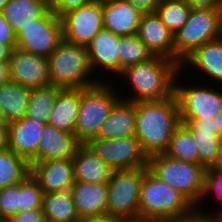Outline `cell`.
<instances>
[{
    "mask_svg": "<svg viewBox=\"0 0 222 222\" xmlns=\"http://www.w3.org/2000/svg\"><path fill=\"white\" fill-rule=\"evenodd\" d=\"M180 124L175 93L164 100L136 102L135 137L148 158L165 153Z\"/></svg>",
    "mask_w": 222,
    "mask_h": 222,
    "instance_id": "1",
    "label": "cell"
},
{
    "mask_svg": "<svg viewBox=\"0 0 222 222\" xmlns=\"http://www.w3.org/2000/svg\"><path fill=\"white\" fill-rule=\"evenodd\" d=\"M179 70L176 62L161 56L129 66L115 77H123L121 80L125 78V84L129 83L128 88L132 89V96L126 94L121 99L136 103L170 98L175 92V77Z\"/></svg>",
    "mask_w": 222,
    "mask_h": 222,
    "instance_id": "2",
    "label": "cell"
},
{
    "mask_svg": "<svg viewBox=\"0 0 222 222\" xmlns=\"http://www.w3.org/2000/svg\"><path fill=\"white\" fill-rule=\"evenodd\" d=\"M194 207L181 192L145 167L139 195V222H169L188 214Z\"/></svg>",
    "mask_w": 222,
    "mask_h": 222,
    "instance_id": "3",
    "label": "cell"
},
{
    "mask_svg": "<svg viewBox=\"0 0 222 222\" xmlns=\"http://www.w3.org/2000/svg\"><path fill=\"white\" fill-rule=\"evenodd\" d=\"M47 59L51 85L81 89L103 81L101 76H93L86 46L63 39Z\"/></svg>",
    "mask_w": 222,
    "mask_h": 222,
    "instance_id": "4",
    "label": "cell"
},
{
    "mask_svg": "<svg viewBox=\"0 0 222 222\" xmlns=\"http://www.w3.org/2000/svg\"><path fill=\"white\" fill-rule=\"evenodd\" d=\"M147 168L158 179L181 192L195 207L201 204L206 180L203 166L180 161L163 153L150 156Z\"/></svg>",
    "mask_w": 222,
    "mask_h": 222,
    "instance_id": "5",
    "label": "cell"
},
{
    "mask_svg": "<svg viewBox=\"0 0 222 222\" xmlns=\"http://www.w3.org/2000/svg\"><path fill=\"white\" fill-rule=\"evenodd\" d=\"M105 81V82H104ZM80 89V108L74 135L81 144L95 138L102 123L108 118L114 105L121 99L114 86L106 79Z\"/></svg>",
    "mask_w": 222,
    "mask_h": 222,
    "instance_id": "6",
    "label": "cell"
},
{
    "mask_svg": "<svg viewBox=\"0 0 222 222\" xmlns=\"http://www.w3.org/2000/svg\"><path fill=\"white\" fill-rule=\"evenodd\" d=\"M221 10L192 9L188 21L174 34V62H182L205 43L220 38Z\"/></svg>",
    "mask_w": 222,
    "mask_h": 222,
    "instance_id": "7",
    "label": "cell"
},
{
    "mask_svg": "<svg viewBox=\"0 0 222 222\" xmlns=\"http://www.w3.org/2000/svg\"><path fill=\"white\" fill-rule=\"evenodd\" d=\"M145 167L115 170L107 184V215L139 222V195Z\"/></svg>",
    "mask_w": 222,
    "mask_h": 222,
    "instance_id": "8",
    "label": "cell"
},
{
    "mask_svg": "<svg viewBox=\"0 0 222 222\" xmlns=\"http://www.w3.org/2000/svg\"><path fill=\"white\" fill-rule=\"evenodd\" d=\"M179 73L183 75L181 69L175 77L174 93L179 103L180 119H213L222 109V90L218 89V85L216 88L205 82H201L204 86L198 82L196 86L189 82L186 86L187 84L177 81L180 79Z\"/></svg>",
    "mask_w": 222,
    "mask_h": 222,
    "instance_id": "9",
    "label": "cell"
},
{
    "mask_svg": "<svg viewBox=\"0 0 222 222\" xmlns=\"http://www.w3.org/2000/svg\"><path fill=\"white\" fill-rule=\"evenodd\" d=\"M63 40L62 23L51 9L16 35V48L48 58Z\"/></svg>",
    "mask_w": 222,
    "mask_h": 222,
    "instance_id": "10",
    "label": "cell"
},
{
    "mask_svg": "<svg viewBox=\"0 0 222 222\" xmlns=\"http://www.w3.org/2000/svg\"><path fill=\"white\" fill-rule=\"evenodd\" d=\"M87 145L114 171L148 166V156L135 136L117 139H91Z\"/></svg>",
    "mask_w": 222,
    "mask_h": 222,
    "instance_id": "11",
    "label": "cell"
},
{
    "mask_svg": "<svg viewBox=\"0 0 222 222\" xmlns=\"http://www.w3.org/2000/svg\"><path fill=\"white\" fill-rule=\"evenodd\" d=\"M60 19L63 39L81 46H87L104 29L103 7L97 2L71 9Z\"/></svg>",
    "mask_w": 222,
    "mask_h": 222,
    "instance_id": "12",
    "label": "cell"
},
{
    "mask_svg": "<svg viewBox=\"0 0 222 222\" xmlns=\"http://www.w3.org/2000/svg\"><path fill=\"white\" fill-rule=\"evenodd\" d=\"M7 79L33 89L50 85L48 59L14 48L8 65Z\"/></svg>",
    "mask_w": 222,
    "mask_h": 222,
    "instance_id": "13",
    "label": "cell"
},
{
    "mask_svg": "<svg viewBox=\"0 0 222 222\" xmlns=\"http://www.w3.org/2000/svg\"><path fill=\"white\" fill-rule=\"evenodd\" d=\"M45 123L23 117L8 123L7 147L30 165L38 162V145Z\"/></svg>",
    "mask_w": 222,
    "mask_h": 222,
    "instance_id": "14",
    "label": "cell"
},
{
    "mask_svg": "<svg viewBox=\"0 0 222 222\" xmlns=\"http://www.w3.org/2000/svg\"><path fill=\"white\" fill-rule=\"evenodd\" d=\"M31 175L38 181L43 193L71 191L75 183L72 159H53L34 162Z\"/></svg>",
    "mask_w": 222,
    "mask_h": 222,
    "instance_id": "15",
    "label": "cell"
},
{
    "mask_svg": "<svg viewBox=\"0 0 222 222\" xmlns=\"http://www.w3.org/2000/svg\"><path fill=\"white\" fill-rule=\"evenodd\" d=\"M119 38L113 32L103 29L86 46L93 74L103 70H106L103 74L107 71L114 76L120 74Z\"/></svg>",
    "mask_w": 222,
    "mask_h": 222,
    "instance_id": "16",
    "label": "cell"
},
{
    "mask_svg": "<svg viewBox=\"0 0 222 222\" xmlns=\"http://www.w3.org/2000/svg\"><path fill=\"white\" fill-rule=\"evenodd\" d=\"M136 35L154 56L174 61V34L155 12L141 16Z\"/></svg>",
    "mask_w": 222,
    "mask_h": 222,
    "instance_id": "17",
    "label": "cell"
},
{
    "mask_svg": "<svg viewBox=\"0 0 222 222\" xmlns=\"http://www.w3.org/2000/svg\"><path fill=\"white\" fill-rule=\"evenodd\" d=\"M71 193L80 220L107 215V184L75 181Z\"/></svg>",
    "mask_w": 222,
    "mask_h": 222,
    "instance_id": "18",
    "label": "cell"
},
{
    "mask_svg": "<svg viewBox=\"0 0 222 222\" xmlns=\"http://www.w3.org/2000/svg\"><path fill=\"white\" fill-rule=\"evenodd\" d=\"M76 182L108 184L113 169L87 144H81L72 159Z\"/></svg>",
    "mask_w": 222,
    "mask_h": 222,
    "instance_id": "19",
    "label": "cell"
},
{
    "mask_svg": "<svg viewBox=\"0 0 222 222\" xmlns=\"http://www.w3.org/2000/svg\"><path fill=\"white\" fill-rule=\"evenodd\" d=\"M81 143L71 133L58 130L45 124L38 145V162L53 159H73Z\"/></svg>",
    "mask_w": 222,
    "mask_h": 222,
    "instance_id": "20",
    "label": "cell"
},
{
    "mask_svg": "<svg viewBox=\"0 0 222 222\" xmlns=\"http://www.w3.org/2000/svg\"><path fill=\"white\" fill-rule=\"evenodd\" d=\"M102 7L105 30L120 37L137 34L142 14L131 6L129 0H116Z\"/></svg>",
    "mask_w": 222,
    "mask_h": 222,
    "instance_id": "21",
    "label": "cell"
},
{
    "mask_svg": "<svg viewBox=\"0 0 222 222\" xmlns=\"http://www.w3.org/2000/svg\"><path fill=\"white\" fill-rule=\"evenodd\" d=\"M195 68L199 73L210 78L212 83L222 86V39H217L196 49L189 57L181 64L180 69L183 71L186 66ZM216 82V83H215ZM220 83V84H219Z\"/></svg>",
    "mask_w": 222,
    "mask_h": 222,
    "instance_id": "22",
    "label": "cell"
},
{
    "mask_svg": "<svg viewBox=\"0 0 222 222\" xmlns=\"http://www.w3.org/2000/svg\"><path fill=\"white\" fill-rule=\"evenodd\" d=\"M136 103L120 99L102 123L95 138L117 139L135 136Z\"/></svg>",
    "mask_w": 222,
    "mask_h": 222,
    "instance_id": "23",
    "label": "cell"
},
{
    "mask_svg": "<svg viewBox=\"0 0 222 222\" xmlns=\"http://www.w3.org/2000/svg\"><path fill=\"white\" fill-rule=\"evenodd\" d=\"M79 108L80 89H61L55 99L48 124L60 131L74 134Z\"/></svg>",
    "mask_w": 222,
    "mask_h": 222,
    "instance_id": "24",
    "label": "cell"
},
{
    "mask_svg": "<svg viewBox=\"0 0 222 222\" xmlns=\"http://www.w3.org/2000/svg\"><path fill=\"white\" fill-rule=\"evenodd\" d=\"M49 9L48 0H9L2 13L17 35L23 28L40 19Z\"/></svg>",
    "mask_w": 222,
    "mask_h": 222,
    "instance_id": "25",
    "label": "cell"
},
{
    "mask_svg": "<svg viewBox=\"0 0 222 222\" xmlns=\"http://www.w3.org/2000/svg\"><path fill=\"white\" fill-rule=\"evenodd\" d=\"M31 89L6 79L0 84V103L4 122L11 123L25 116Z\"/></svg>",
    "mask_w": 222,
    "mask_h": 222,
    "instance_id": "26",
    "label": "cell"
},
{
    "mask_svg": "<svg viewBox=\"0 0 222 222\" xmlns=\"http://www.w3.org/2000/svg\"><path fill=\"white\" fill-rule=\"evenodd\" d=\"M42 209L45 222H80L71 191L45 193Z\"/></svg>",
    "mask_w": 222,
    "mask_h": 222,
    "instance_id": "27",
    "label": "cell"
},
{
    "mask_svg": "<svg viewBox=\"0 0 222 222\" xmlns=\"http://www.w3.org/2000/svg\"><path fill=\"white\" fill-rule=\"evenodd\" d=\"M31 174L30 164L10 148L0 149V190L22 182Z\"/></svg>",
    "mask_w": 222,
    "mask_h": 222,
    "instance_id": "28",
    "label": "cell"
},
{
    "mask_svg": "<svg viewBox=\"0 0 222 222\" xmlns=\"http://www.w3.org/2000/svg\"><path fill=\"white\" fill-rule=\"evenodd\" d=\"M61 89L51 84L31 89L25 117L48 124L55 99Z\"/></svg>",
    "mask_w": 222,
    "mask_h": 222,
    "instance_id": "29",
    "label": "cell"
},
{
    "mask_svg": "<svg viewBox=\"0 0 222 222\" xmlns=\"http://www.w3.org/2000/svg\"><path fill=\"white\" fill-rule=\"evenodd\" d=\"M192 134L199 151V164L205 169L214 168L218 161L222 138L218 133L196 130L190 123H182Z\"/></svg>",
    "mask_w": 222,
    "mask_h": 222,
    "instance_id": "30",
    "label": "cell"
},
{
    "mask_svg": "<svg viewBox=\"0 0 222 222\" xmlns=\"http://www.w3.org/2000/svg\"><path fill=\"white\" fill-rule=\"evenodd\" d=\"M165 154L180 161L199 164V151L193 136L182 123L175 129Z\"/></svg>",
    "mask_w": 222,
    "mask_h": 222,
    "instance_id": "31",
    "label": "cell"
},
{
    "mask_svg": "<svg viewBox=\"0 0 222 222\" xmlns=\"http://www.w3.org/2000/svg\"><path fill=\"white\" fill-rule=\"evenodd\" d=\"M192 8L184 0H162L155 13L175 34L189 19Z\"/></svg>",
    "mask_w": 222,
    "mask_h": 222,
    "instance_id": "32",
    "label": "cell"
},
{
    "mask_svg": "<svg viewBox=\"0 0 222 222\" xmlns=\"http://www.w3.org/2000/svg\"><path fill=\"white\" fill-rule=\"evenodd\" d=\"M119 48L120 73L129 66L147 62L154 57L137 35L120 37Z\"/></svg>",
    "mask_w": 222,
    "mask_h": 222,
    "instance_id": "33",
    "label": "cell"
},
{
    "mask_svg": "<svg viewBox=\"0 0 222 222\" xmlns=\"http://www.w3.org/2000/svg\"><path fill=\"white\" fill-rule=\"evenodd\" d=\"M43 195L38 181L29 174L19 183V212L42 208Z\"/></svg>",
    "mask_w": 222,
    "mask_h": 222,
    "instance_id": "34",
    "label": "cell"
},
{
    "mask_svg": "<svg viewBox=\"0 0 222 222\" xmlns=\"http://www.w3.org/2000/svg\"><path fill=\"white\" fill-rule=\"evenodd\" d=\"M211 196L215 197L214 200L217 199L216 202L220 201L221 203L219 204H222V171H217L214 168L206 169L205 192L203 195L202 203L198 207H203L202 204L204 201L208 200L207 197L212 198ZM219 206L222 207V205ZM218 210H220V212L213 211L215 212L214 214L211 212H209V214L217 220L222 221V208H218Z\"/></svg>",
    "mask_w": 222,
    "mask_h": 222,
    "instance_id": "35",
    "label": "cell"
},
{
    "mask_svg": "<svg viewBox=\"0 0 222 222\" xmlns=\"http://www.w3.org/2000/svg\"><path fill=\"white\" fill-rule=\"evenodd\" d=\"M19 212V183L0 190V217L3 222Z\"/></svg>",
    "mask_w": 222,
    "mask_h": 222,
    "instance_id": "36",
    "label": "cell"
},
{
    "mask_svg": "<svg viewBox=\"0 0 222 222\" xmlns=\"http://www.w3.org/2000/svg\"><path fill=\"white\" fill-rule=\"evenodd\" d=\"M50 9L57 15L61 16L67 11L85 6L94 2V0H48Z\"/></svg>",
    "mask_w": 222,
    "mask_h": 222,
    "instance_id": "37",
    "label": "cell"
},
{
    "mask_svg": "<svg viewBox=\"0 0 222 222\" xmlns=\"http://www.w3.org/2000/svg\"><path fill=\"white\" fill-rule=\"evenodd\" d=\"M202 209L194 207L188 214L181 215L169 222H219L212 215L206 213L208 210L204 212Z\"/></svg>",
    "mask_w": 222,
    "mask_h": 222,
    "instance_id": "38",
    "label": "cell"
},
{
    "mask_svg": "<svg viewBox=\"0 0 222 222\" xmlns=\"http://www.w3.org/2000/svg\"><path fill=\"white\" fill-rule=\"evenodd\" d=\"M5 222H45V217L42 208H35L18 212Z\"/></svg>",
    "mask_w": 222,
    "mask_h": 222,
    "instance_id": "39",
    "label": "cell"
},
{
    "mask_svg": "<svg viewBox=\"0 0 222 222\" xmlns=\"http://www.w3.org/2000/svg\"><path fill=\"white\" fill-rule=\"evenodd\" d=\"M0 43L16 45V35L10 24L5 20L2 11H0Z\"/></svg>",
    "mask_w": 222,
    "mask_h": 222,
    "instance_id": "40",
    "label": "cell"
},
{
    "mask_svg": "<svg viewBox=\"0 0 222 222\" xmlns=\"http://www.w3.org/2000/svg\"><path fill=\"white\" fill-rule=\"evenodd\" d=\"M181 123H190L196 130L206 133H218L213 119H180Z\"/></svg>",
    "mask_w": 222,
    "mask_h": 222,
    "instance_id": "41",
    "label": "cell"
},
{
    "mask_svg": "<svg viewBox=\"0 0 222 222\" xmlns=\"http://www.w3.org/2000/svg\"><path fill=\"white\" fill-rule=\"evenodd\" d=\"M131 6L140 14L155 12L162 0H129Z\"/></svg>",
    "mask_w": 222,
    "mask_h": 222,
    "instance_id": "42",
    "label": "cell"
},
{
    "mask_svg": "<svg viewBox=\"0 0 222 222\" xmlns=\"http://www.w3.org/2000/svg\"><path fill=\"white\" fill-rule=\"evenodd\" d=\"M192 9L222 10V0H184Z\"/></svg>",
    "mask_w": 222,
    "mask_h": 222,
    "instance_id": "43",
    "label": "cell"
},
{
    "mask_svg": "<svg viewBox=\"0 0 222 222\" xmlns=\"http://www.w3.org/2000/svg\"><path fill=\"white\" fill-rule=\"evenodd\" d=\"M16 45H7L0 43V63L8 65L13 49Z\"/></svg>",
    "mask_w": 222,
    "mask_h": 222,
    "instance_id": "44",
    "label": "cell"
},
{
    "mask_svg": "<svg viewBox=\"0 0 222 222\" xmlns=\"http://www.w3.org/2000/svg\"><path fill=\"white\" fill-rule=\"evenodd\" d=\"M80 222H127V221L116 216L104 215V216H97L94 218L82 219Z\"/></svg>",
    "mask_w": 222,
    "mask_h": 222,
    "instance_id": "45",
    "label": "cell"
},
{
    "mask_svg": "<svg viewBox=\"0 0 222 222\" xmlns=\"http://www.w3.org/2000/svg\"><path fill=\"white\" fill-rule=\"evenodd\" d=\"M8 123L0 121V149L7 148Z\"/></svg>",
    "mask_w": 222,
    "mask_h": 222,
    "instance_id": "46",
    "label": "cell"
},
{
    "mask_svg": "<svg viewBox=\"0 0 222 222\" xmlns=\"http://www.w3.org/2000/svg\"><path fill=\"white\" fill-rule=\"evenodd\" d=\"M215 125L218 128V136L222 138V109L220 112L213 118Z\"/></svg>",
    "mask_w": 222,
    "mask_h": 222,
    "instance_id": "47",
    "label": "cell"
},
{
    "mask_svg": "<svg viewBox=\"0 0 222 222\" xmlns=\"http://www.w3.org/2000/svg\"><path fill=\"white\" fill-rule=\"evenodd\" d=\"M7 79L6 65L0 63V84Z\"/></svg>",
    "mask_w": 222,
    "mask_h": 222,
    "instance_id": "48",
    "label": "cell"
},
{
    "mask_svg": "<svg viewBox=\"0 0 222 222\" xmlns=\"http://www.w3.org/2000/svg\"><path fill=\"white\" fill-rule=\"evenodd\" d=\"M214 169L217 170V171H222V145H221V148H220L218 161H217L216 165L214 166Z\"/></svg>",
    "mask_w": 222,
    "mask_h": 222,
    "instance_id": "49",
    "label": "cell"
},
{
    "mask_svg": "<svg viewBox=\"0 0 222 222\" xmlns=\"http://www.w3.org/2000/svg\"><path fill=\"white\" fill-rule=\"evenodd\" d=\"M113 1H116V0H94V2H97L99 4H106V3H110V2H113Z\"/></svg>",
    "mask_w": 222,
    "mask_h": 222,
    "instance_id": "50",
    "label": "cell"
},
{
    "mask_svg": "<svg viewBox=\"0 0 222 222\" xmlns=\"http://www.w3.org/2000/svg\"><path fill=\"white\" fill-rule=\"evenodd\" d=\"M9 0H0V11L3 10L4 6L7 4Z\"/></svg>",
    "mask_w": 222,
    "mask_h": 222,
    "instance_id": "51",
    "label": "cell"
},
{
    "mask_svg": "<svg viewBox=\"0 0 222 222\" xmlns=\"http://www.w3.org/2000/svg\"><path fill=\"white\" fill-rule=\"evenodd\" d=\"M0 121H4V114H3L1 103H0Z\"/></svg>",
    "mask_w": 222,
    "mask_h": 222,
    "instance_id": "52",
    "label": "cell"
},
{
    "mask_svg": "<svg viewBox=\"0 0 222 222\" xmlns=\"http://www.w3.org/2000/svg\"><path fill=\"white\" fill-rule=\"evenodd\" d=\"M220 39H222V10H221V27H220Z\"/></svg>",
    "mask_w": 222,
    "mask_h": 222,
    "instance_id": "53",
    "label": "cell"
}]
</instances>
